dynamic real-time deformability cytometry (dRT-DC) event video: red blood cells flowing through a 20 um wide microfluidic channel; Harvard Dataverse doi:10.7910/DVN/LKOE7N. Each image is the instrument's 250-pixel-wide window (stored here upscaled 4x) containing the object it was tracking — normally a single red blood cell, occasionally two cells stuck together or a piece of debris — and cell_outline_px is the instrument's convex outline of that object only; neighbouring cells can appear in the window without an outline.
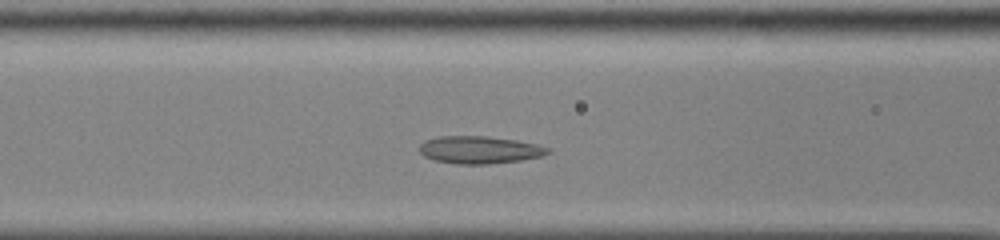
{"species": "common noctule bat (a hibernating species)", "species_latin": "Nyctalus noctula", "temperature_condition": "cold", "stored_images_in_passage": 35, "camera_frame_rate_fps": 3000, "um_per_image_px": 0.085, "animal": {"sex": "male", "body_mass_g": 13.0, "forearm_length_mm": 53.1}, "frame": {"image": 1, "passage_image": 10, "time_ms": 3.0, "image_size_px": [1000, 240], "cell_outline_px": [[552, 152], [544, 156], [520, 160], [488, 164], [456, 164], [436, 160], [424, 156], [420, 152], [420, 144], [424, 140], [440, 136], [488, 136], [516, 140], [536, 144], [548, 148]], "centroid_in_image_um": [40.77, 12.73], "position_along_channel_um": 125.8, "area_um2": 20.58}}
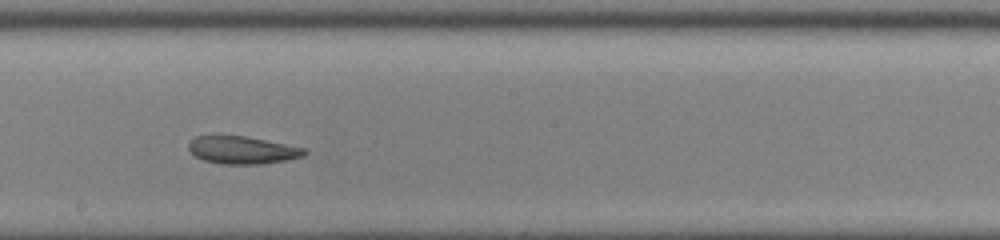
{"frame": {"image": 2, "passage_image": 18, "time_ms": 5.667, "image_size_px": [1000, 240], "cell_outline_px": [[308, 152], [304, 156], [284, 160], [260, 164], [220, 164], [204, 160], [196, 156], [188, 148], [188, 144], [196, 136], [244, 136], [304, 148]], "centroid_in_image_um": [20.59, 12.76], "position_along_channel_um": 227.6, "area_um2": 18.26}}
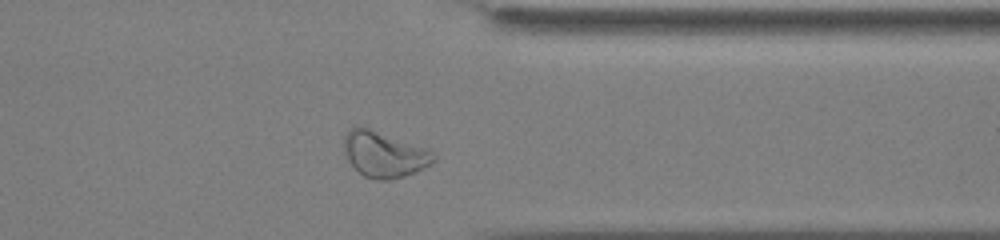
{"frame": {"image": 3, "passage_image": 30, "time_ms": 9.667, "image_size_px": [1000, 240], "cell_outline_px": [[436, 160], [424, 168], [404, 176], [392, 180], [380, 180], [364, 176], [348, 160], [344, 152], [344, 136], [352, 124], [356, 124], [428, 148], [436, 156]], "centroid_in_image_um": [32.64, 13.1], "position_along_channel_um": 378.8, "area_um2": 23.99}}